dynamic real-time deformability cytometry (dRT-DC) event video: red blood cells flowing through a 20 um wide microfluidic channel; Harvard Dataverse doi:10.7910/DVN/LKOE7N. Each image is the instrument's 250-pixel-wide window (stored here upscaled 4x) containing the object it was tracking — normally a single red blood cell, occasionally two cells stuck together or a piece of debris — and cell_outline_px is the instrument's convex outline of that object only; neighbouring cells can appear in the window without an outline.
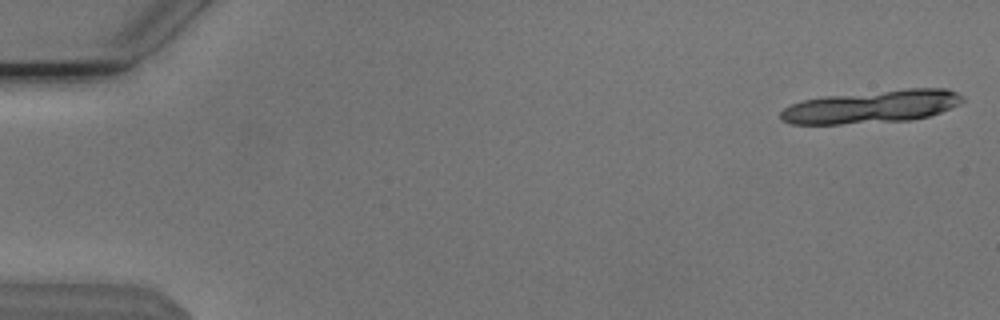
{"species": "Egyptian fruit bat (a non-hibernating species)", "species_latin": "Rousettus aegyptiacus", "temperature_condition": "cold", "stored_images_in_passage": 20, "camera_frame_rate_fps": 3000, "um_per_image_px": 0.085, "animal": {"sex": "male"}, "frame": {"image": 1, "passage_image": 1, "time_ms": 0.0, "image_size_px": [1000, 320], "cell_outline_px": [[964, 100], [940, 112], [928, 116], [912, 120], [840, 124], [792, 124], [784, 120], [780, 116], [780, 112], [784, 108], [792, 104], [804, 100], [824, 96], [904, 88], [948, 88], [964, 96]], "centroid_in_image_um": [74.11, 9.05], "position_along_channel_um": 10.9, "area_um2": 34.74}}